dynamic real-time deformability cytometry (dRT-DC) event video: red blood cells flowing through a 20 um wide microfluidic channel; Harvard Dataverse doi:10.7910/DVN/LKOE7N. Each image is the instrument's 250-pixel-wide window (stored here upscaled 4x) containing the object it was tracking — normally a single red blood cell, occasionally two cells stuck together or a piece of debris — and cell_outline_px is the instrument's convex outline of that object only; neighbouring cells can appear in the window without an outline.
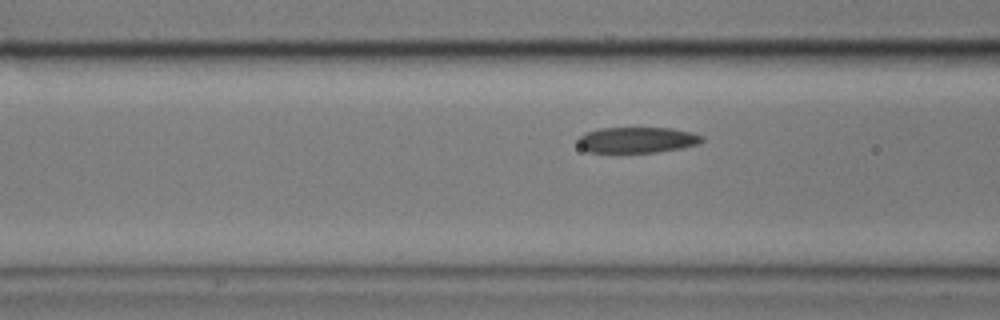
{"species": "common noctule bat (a hibernating species)", "species_latin": "Nyctalus noctula", "temperature_condition": "cold", "stored_images_in_passage": 10, "camera_frame_rate_fps": 3000, "um_per_image_px": 0.085, "animal": {"sex": "male", "body_mass_g": 17.9}, "frame": {"image": 1, "passage_image": 7, "time_ms": 2.0, "image_size_px": [1000, 320], "cell_outline_px": [[704, 140], [700, 144], [680, 148], [656, 152], [588, 152], [580, 148], [576, 144], [576, 140], [584, 132], [600, 128], [672, 128], [692, 132], [704, 136]], "centroid_in_image_um": [54.13, 11.89], "position_along_channel_um": 112.5, "area_um2": 18.9}}